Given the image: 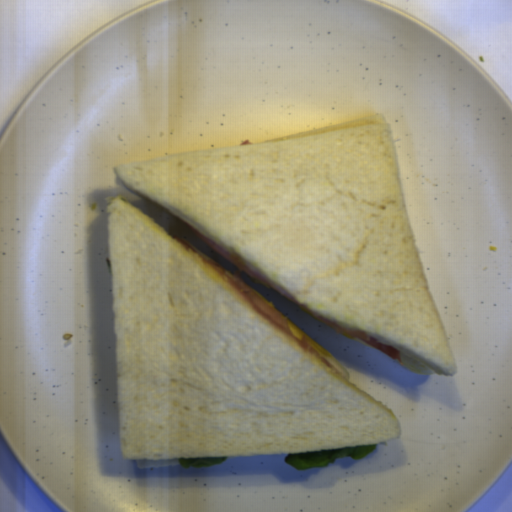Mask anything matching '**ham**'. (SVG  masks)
Here are the masks:
<instances>
[{
  "instance_id": "37f43c06",
  "label": "ham",
  "mask_w": 512,
  "mask_h": 512,
  "mask_svg": "<svg viewBox=\"0 0 512 512\" xmlns=\"http://www.w3.org/2000/svg\"><path fill=\"white\" fill-rule=\"evenodd\" d=\"M185 224L190 229V231L195 236H197L204 244H206L211 250L216 252L222 258L227 260L233 266L238 268L240 271H242L243 273H245L246 275H248L249 277H251L252 279L257 281L258 283H260L264 287H267L269 289H272V290L276 291L277 293H279L280 295H282L283 297H285L286 299H288L289 301H291L295 305H297L300 308L304 309L305 311L309 312L313 316L317 317L318 319H320L323 322L327 323L328 325L332 326L333 328H335L336 330H338L341 333L345 334L346 336L352 337V338H355V339H359L362 342H364V343L368 344L369 346L375 348L376 350L380 351L381 353H383L384 355H386L387 357H389L393 361L401 362L400 351L397 350L396 348H394V347H392V346H390V345H388V344H386V343H384V342H382V341H380L378 339H375V338H373L371 336H368V335H366L364 333H361L359 331H351L349 329H346V328L336 324L335 322H333V321L323 317L322 315L312 311L311 309L305 307L304 305L299 303L297 300H295L293 297L288 295L286 292L281 290L279 287L274 285L272 282L267 280L265 277H263L262 275H260L259 273H257L253 269H251L249 266H247L246 264H244L243 262L238 260L236 257H234L233 255H231L230 253L225 251L223 248H221L220 246L215 244L210 239H208L207 237L202 235L200 232H198L196 229H194L191 225H189L188 223H185Z\"/></svg>"
},
{
  "instance_id": "09b19980",
  "label": "ham",
  "mask_w": 512,
  "mask_h": 512,
  "mask_svg": "<svg viewBox=\"0 0 512 512\" xmlns=\"http://www.w3.org/2000/svg\"><path fill=\"white\" fill-rule=\"evenodd\" d=\"M174 240L183 245L185 248L193 252L195 255L203 259L206 265L223 281L230 285L237 293H239L250 305H252L261 315H263L270 323H272L284 335H290L292 327L287 318L267 303L264 299L242 284L222 266L206 259L200 251L191 243L183 238L174 236Z\"/></svg>"
}]
</instances>
